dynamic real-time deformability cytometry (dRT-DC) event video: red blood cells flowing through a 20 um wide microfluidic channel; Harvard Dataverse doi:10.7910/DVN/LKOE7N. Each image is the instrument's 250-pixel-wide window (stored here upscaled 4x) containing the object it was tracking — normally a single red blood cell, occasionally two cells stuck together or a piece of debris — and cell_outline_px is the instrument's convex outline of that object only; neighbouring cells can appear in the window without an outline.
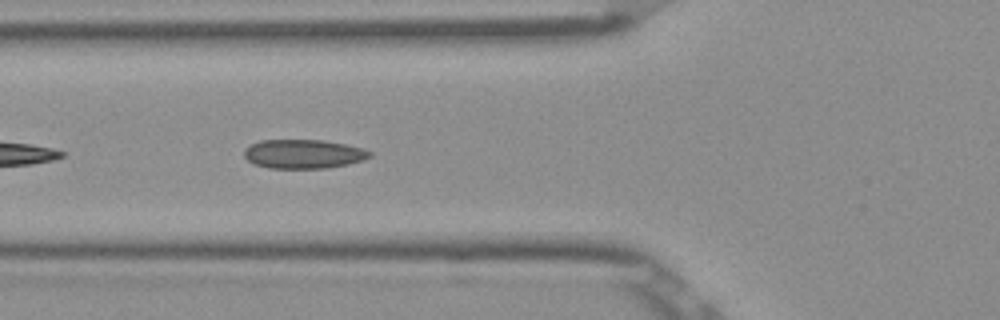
{"species": "Egyptian fruit bat (a non-hibernating species)", "species_latin": "Rousettus aegyptiacus", "temperature_condition": "room temperature", "stored_images_in_passage": 27, "camera_frame_rate_fps": 3000, "um_per_image_px": 0.085, "frame": {"image": 1, "passage_image": 5, "time_ms": 1.333, "image_size_px": [1000, 320], "cell_outline_px": [[372, 156], [364, 160], [348, 164], [328, 168], [268, 168], [252, 164], [244, 156], [244, 148], [260, 140], [324, 140], [364, 148], [372, 152]], "centroid_in_image_um": [25.8, 13.09], "position_along_channel_um": 100.0, "area_um2": 21.44}}
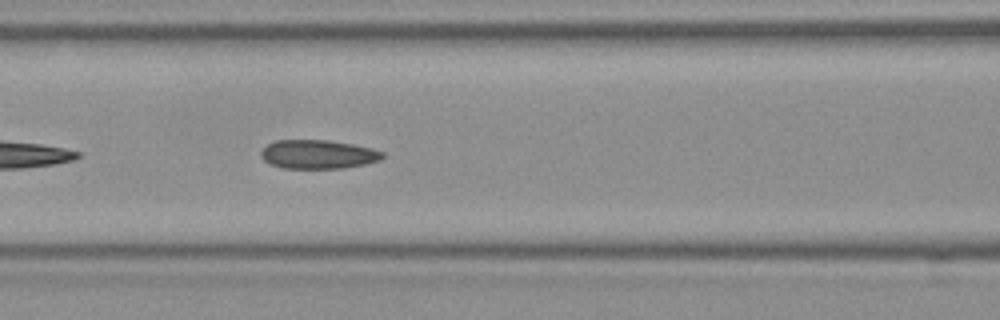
{"frame": {"image": 2, "passage_image": 8, "time_ms": 2.333, "image_size_px": [1000, 320], "cell_outline_px": [[384, 156], [380, 160], [364, 164], [344, 168], [280, 168], [268, 164], [260, 156], [260, 152], [268, 144], [276, 140], [328, 140], [352, 144], [372, 148], [384, 152]], "centroid_in_image_um": [27.01, 13.12], "position_along_channel_um": 139.6, "area_um2": 20.52}}